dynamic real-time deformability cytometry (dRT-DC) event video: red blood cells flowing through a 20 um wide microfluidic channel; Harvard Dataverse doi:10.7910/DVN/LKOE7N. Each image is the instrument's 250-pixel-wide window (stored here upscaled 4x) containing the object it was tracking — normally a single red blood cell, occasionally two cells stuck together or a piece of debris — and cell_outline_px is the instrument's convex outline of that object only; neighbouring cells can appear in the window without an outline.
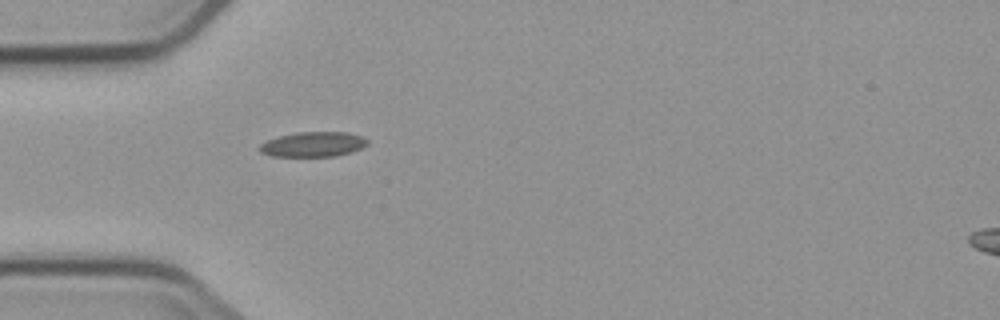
{"species": "common noctule bat (a hibernating species)", "species_latin": "Nyctalus noctula", "temperature_condition": "cold", "stored_images_in_passage": 2, "camera_frame_rate_fps": 3000, "um_per_image_px": 0.085, "animal": {"sex": "male", "body_mass_g": 23.1, "forearm_length_mm": 52.7}, "frame": {"image": 1, "passage_image": 1, "time_ms": 0.0, "image_size_px": [1000, 320], "cell_outline_px": [[368, 144], [352, 152], [336, 156], [272, 156], [260, 152], [260, 144], [268, 140], [280, 136], [296, 132], [348, 132], [360, 136], [368, 140]], "centroid_in_image_um": [26.63, 12.27], "position_along_channel_um": 58.4, "area_um2": 15.55}}